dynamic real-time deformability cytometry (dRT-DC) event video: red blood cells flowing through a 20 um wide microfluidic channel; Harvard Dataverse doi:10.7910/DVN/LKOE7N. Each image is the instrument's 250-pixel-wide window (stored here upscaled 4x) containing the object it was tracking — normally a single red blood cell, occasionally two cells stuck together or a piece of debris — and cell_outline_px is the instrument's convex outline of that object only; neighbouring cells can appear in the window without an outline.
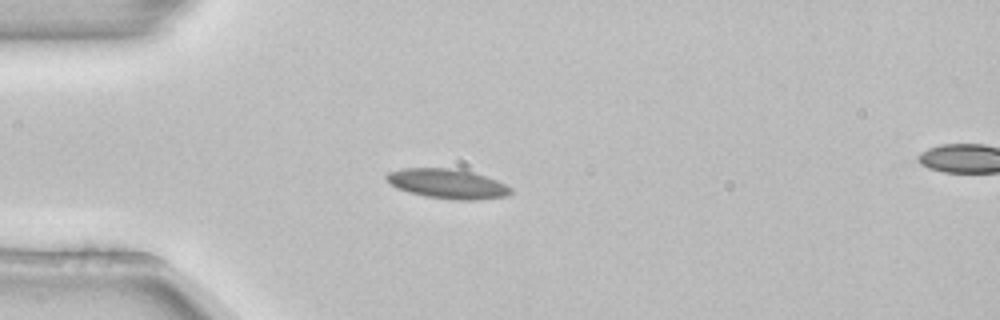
{"species": "common noctule bat (a hibernating species)", "species_latin": "Nyctalus noctula", "temperature_condition": "room temperature", "stored_images_in_passage": 4, "segment_of_instrument_passage": [1, 2], "camera_frame_rate_fps": 3000, "um_per_image_px": 0.085, "animal": {"sex": "female", "body_mass_g": 22.7, "forearm_length_mm": 54.2}, "frame": {"image": 1, "passage_image": 3, "time_ms": 0.667, "image_size_px": [1000, 320], "cell_outline_px": [[512, 192], [508, 196], [472, 200], [460, 200], [424, 196], [408, 192], [396, 188], [384, 176], [388, 172], [404, 168], [456, 168], [472, 172], [496, 180], [512, 188]], "centroid_in_image_um": [38.03, 15.61], "position_along_channel_um": 47.0, "area_um2": 21.39}}